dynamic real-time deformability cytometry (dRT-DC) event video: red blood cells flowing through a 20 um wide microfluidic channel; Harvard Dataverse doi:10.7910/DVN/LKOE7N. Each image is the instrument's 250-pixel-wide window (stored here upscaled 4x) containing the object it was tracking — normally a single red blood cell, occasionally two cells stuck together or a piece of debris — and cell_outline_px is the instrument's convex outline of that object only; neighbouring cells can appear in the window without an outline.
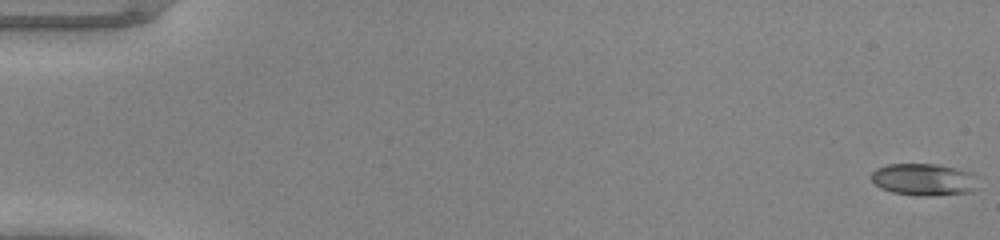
{"species": "common noctule bat (a hibernating species)", "species_latin": "Nyctalus noctula", "temperature_condition": "warm", "stored_images_in_passage": 49, "camera_frame_rate_fps": 3000, "um_per_image_px": 0.085, "animal": {"sex": "male", "body_mass_g": 20.0, "forearm_length_mm": 53.3}, "frame": {"image": 1, "passage_image": 1, "time_ms": 0.0, "image_size_px": [1000, 240], "cell_outline_px": [[984, 188], [972, 192], [932, 196], [916, 196], [892, 192], [880, 188], [872, 180], [872, 172], [876, 168], [888, 164], [936, 164], [956, 168], [972, 172], [976, 176]], "centroid_in_image_um": [78.64, 15.28], "position_along_channel_um": 6.4, "area_um2": 20.58}}
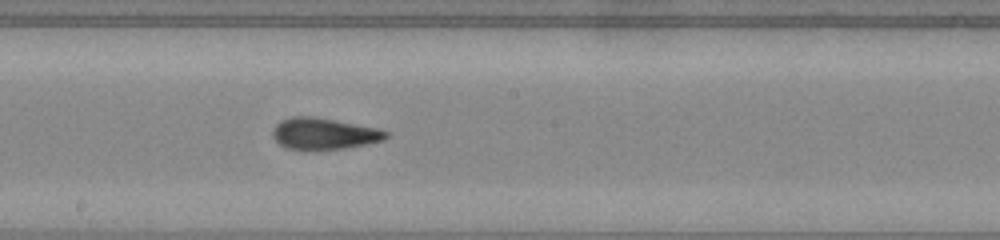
{"frame": {"image": 2, "passage_image": 28, "time_ms": 9.0, "image_size_px": [1000, 240], "cell_outline_px": [[388, 136], [384, 140], [344, 148], [284, 148], [272, 136], [272, 128], [280, 120], [292, 116], [316, 116], [376, 128], [388, 132]], "centroid_in_image_um": [27.5, 11.32], "position_along_channel_um": 220.7, "area_um2": 20.4}}
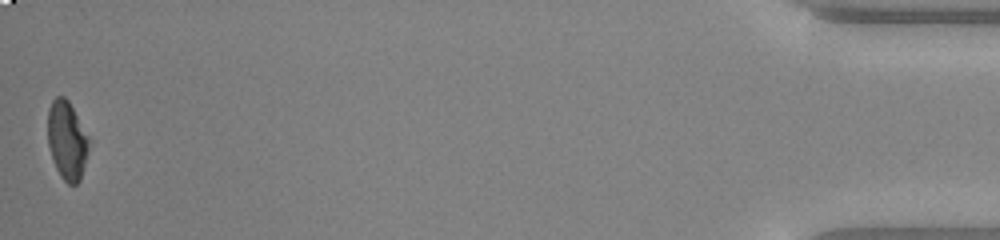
{"frame": {"image": 3, "passage_image": 49, "time_ms": 16.0, "image_size_px": [1000, 240], "cell_outline_px": [[88, 152], [80, 180], [76, 184], [68, 184], [60, 176], [52, 160], [48, 144], [48, 108], [52, 100], [56, 96], [64, 96], [68, 100], [88, 136]], "centroid_in_image_um": [5.67, 11.93], "position_along_channel_um": 429.5, "area_um2": 18.73}}